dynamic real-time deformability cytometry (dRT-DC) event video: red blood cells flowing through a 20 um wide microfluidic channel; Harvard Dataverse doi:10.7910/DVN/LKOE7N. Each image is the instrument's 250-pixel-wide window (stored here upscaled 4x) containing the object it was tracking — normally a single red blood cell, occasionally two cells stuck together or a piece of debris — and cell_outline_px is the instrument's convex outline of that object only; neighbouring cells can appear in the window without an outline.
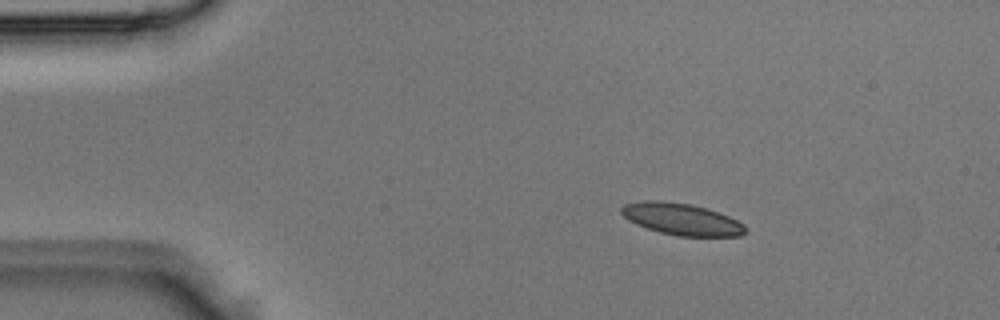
{"species": "Egyptian fruit bat (a non-hibernating species)", "species_latin": "Rousettus aegyptiacus", "temperature_condition": "room temperature", "stored_images_in_passage": 3, "camera_frame_rate_fps": 3000, "um_per_image_px": 0.085, "animal": {"sex": "male"}, "frame": {"image": 1, "passage_image": 1, "time_ms": 0.0, "image_size_px": [1000, 320], "cell_outline_px": [[744, 232], [740, 236], [676, 236], [660, 232], [636, 224], [628, 220], [620, 212], [620, 208], [624, 204], [644, 200], [660, 200], [692, 204], [728, 216], [744, 224]], "centroid_in_image_um": [57.88, 18.62], "position_along_channel_um": 27.1, "area_um2": 22.77}}